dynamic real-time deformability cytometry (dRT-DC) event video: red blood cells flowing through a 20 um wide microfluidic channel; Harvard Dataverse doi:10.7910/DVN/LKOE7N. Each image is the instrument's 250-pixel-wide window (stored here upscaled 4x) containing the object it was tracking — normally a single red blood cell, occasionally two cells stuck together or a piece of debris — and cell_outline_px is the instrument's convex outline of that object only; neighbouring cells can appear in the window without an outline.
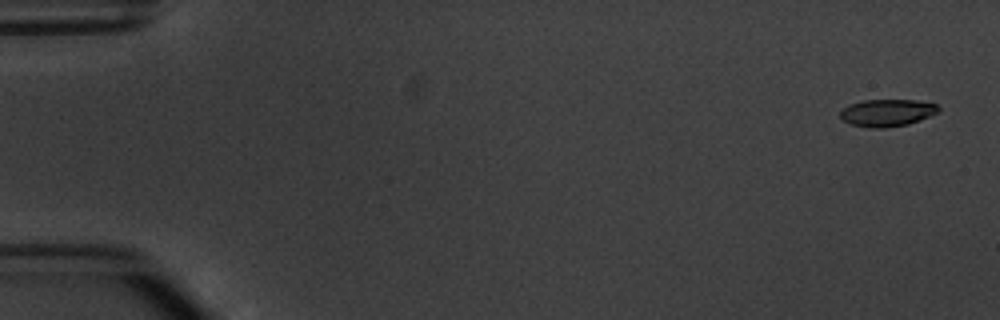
{"species": "common noctule bat (a hibernating species)", "species_latin": "Nyctalus noctula", "temperature_condition": "warm", "stored_images_in_passage": 5, "camera_frame_rate_fps": 3000, "um_per_image_px": 0.085, "animal": {"sex": "male", "body_mass_g": 20.1, "forearm_length_mm": 53.5}, "frame": {"image": 1, "passage_image": 1, "time_ms": 0.0, "image_size_px": [1000, 320], "cell_outline_px": [[940, 112], [908, 124], [884, 128], [868, 128], [852, 124], [844, 120], [840, 116], [840, 112], [848, 104], [864, 100], [916, 100], [936, 104], [940, 108]], "centroid_in_image_um": [75.42, 9.58], "position_along_channel_um": 9.6, "area_um2": 15.55}}
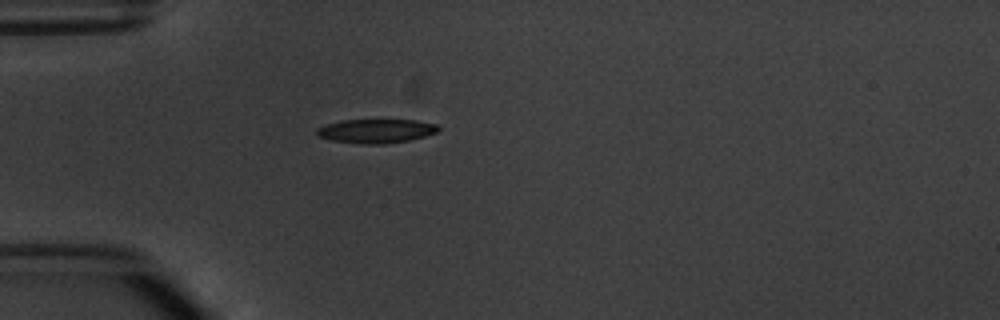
{"frame": {"image": 2, "passage_image": 5, "time_ms": 4.667, "image_size_px": [1000, 320], "cell_outline_px": [[440, 128], [436, 132], [424, 136], [408, 140], [384, 144], [364, 144], [332, 140], [316, 136], [316, 128], [340, 120], [416, 120], [436, 124]], "centroid_in_image_um": [31.94, 11.13], "position_along_channel_um": 53.1, "area_um2": 16.88}}